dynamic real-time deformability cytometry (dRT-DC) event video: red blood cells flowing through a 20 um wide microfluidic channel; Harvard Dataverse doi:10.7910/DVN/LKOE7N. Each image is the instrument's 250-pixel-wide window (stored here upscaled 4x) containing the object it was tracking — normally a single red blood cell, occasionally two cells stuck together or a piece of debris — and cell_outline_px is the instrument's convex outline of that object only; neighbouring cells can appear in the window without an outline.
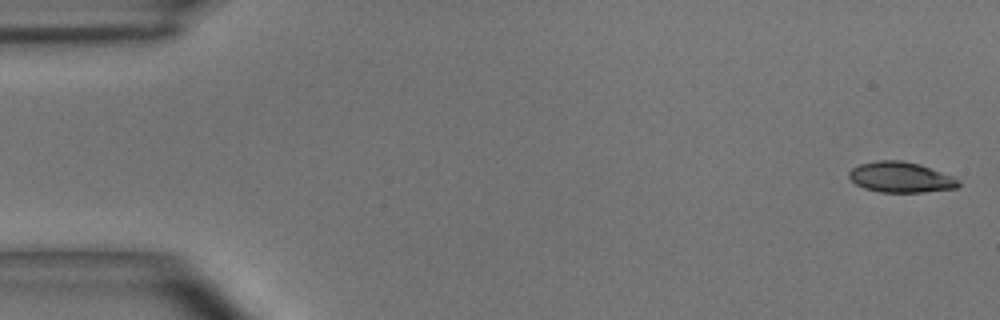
{"species": "common noctule bat (a hibernating species)", "species_latin": "Nyctalus noctula", "temperature_condition": "room temperature", "stored_images_in_passage": 45, "camera_frame_rate_fps": 3000, "um_per_image_px": 0.085, "animal": {"sex": "male", "body_mass_g": 15.6}, "frame": {"image": 1, "passage_image": 1, "time_ms": 0.0, "image_size_px": [1000, 320], "cell_outline_px": [[960, 184], [956, 188], [924, 192], [880, 192], [864, 188], [856, 184], [848, 176], [848, 172], [852, 168], [860, 164], [880, 160], [900, 160], [920, 164], [952, 176], [960, 180]], "centroid_in_image_um": [76.56, 15.06], "position_along_channel_um": 8.4, "area_um2": 19.42}}
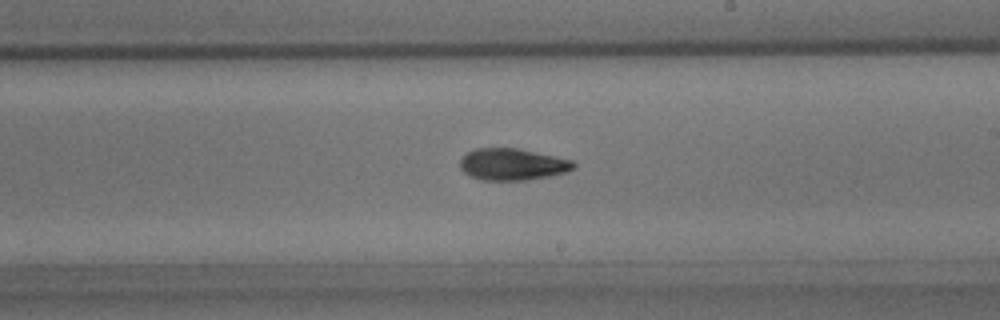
{"frame": {"image": 2, "passage_image": 28, "time_ms": 9.0, "image_size_px": [1000, 320], "cell_outline_px": [[576, 168], [568, 172], [528, 180], [484, 180], [472, 176], [464, 172], [460, 168], [460, 160], [468, 152], [476, 148], [516, 148], [572, 160], [576, 164]], "centroid_in_image_um": [43.58, 13.97], "position_along_channel_um": 245.4, "area_um2": 20.87}}
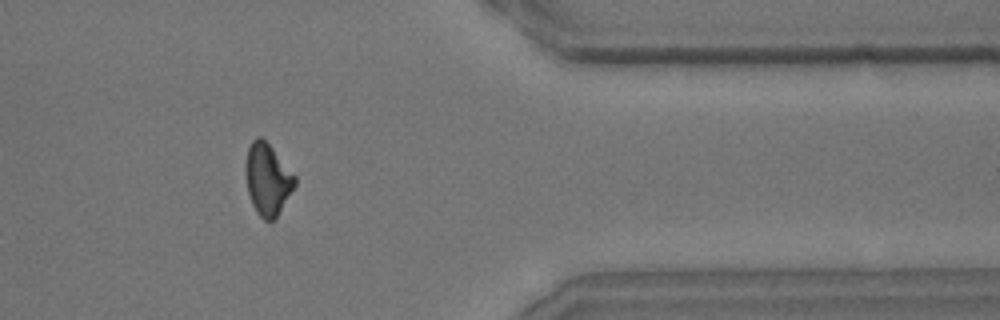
{"frame": {"image": 3, "passage_image": 40, "time_ms": 13.0, "image_size_px": [1000, 320], "cell_outline_px": [[296, 184], [276, 216], [272, 220], [264, 220], [256, 212], [252, 204], [248, 192], [248, 148], [252, 140], [256, 136], [260, 136], [272, 148], [296, 176]], "centroid_in_image_um": [22.77, 15.24], "position_along_channel_um": 388.6, "area_um2": 19.65}}